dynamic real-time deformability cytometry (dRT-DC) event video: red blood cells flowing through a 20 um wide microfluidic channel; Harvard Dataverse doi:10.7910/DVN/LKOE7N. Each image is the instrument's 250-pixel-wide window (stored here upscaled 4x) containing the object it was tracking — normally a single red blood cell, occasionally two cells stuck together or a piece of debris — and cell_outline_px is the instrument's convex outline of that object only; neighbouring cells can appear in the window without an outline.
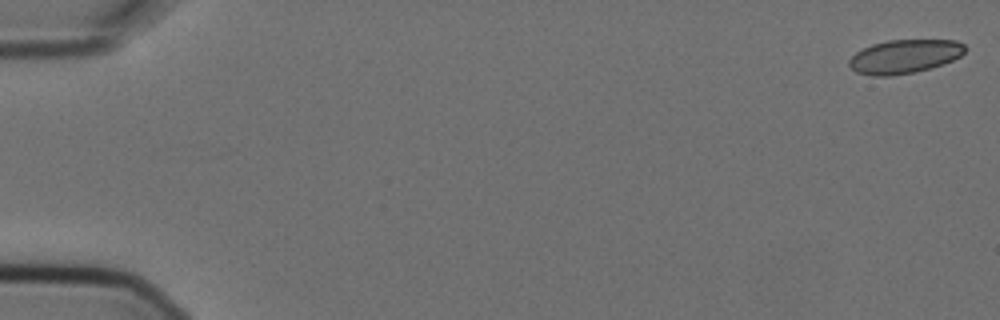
{"species": "Egyptian fruit bat (a non-hibernating species)", "species_latin": "Rousettus aegyptiacus", "temperature_condition": "cold", "stored_images_in_passage": 5, "camera_frame_rate_fps": 3000, "um_per_image_px": 0.085, "animal": {"sex": "female"}, "frame": {"image": 1, "passage_image": 1, "time_ms": 0.0, "image_size_px": [1000, 320], "cell_outline_px": [[964, 52], [960, 56], [952, 60], [928, 68], [912, 72], [888, 76], [872, 76], [856, 72], [848, 64], [848, 60], [856, 52], [872, 44], [888, 40], [956, 40], [964, 44]], "centroid_in_image_um": [76.84, 4.79], "position_along_channel_um": 8.2, "area_um2": 22.48}}
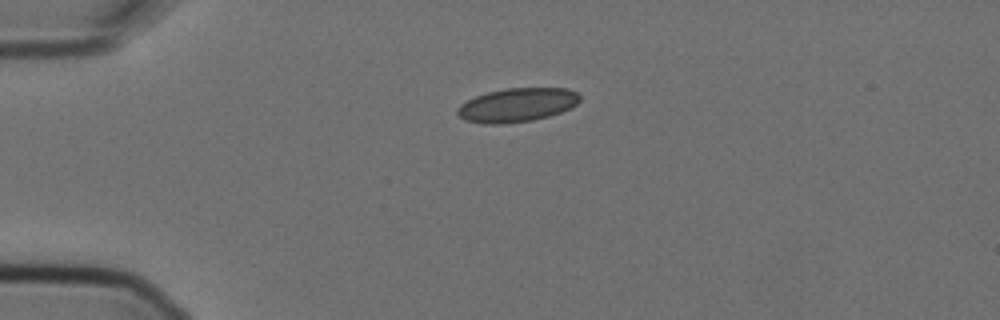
{"frame": {"image": 2, "passage_image": 4, "time_ms": 1.0, "image_size_px": [1000, 320], "cell_outline_px": [[580, 100], [572, 108], [548, 116], [532, 120], [504, 124], [484, 124], [464, 120], [456, 112], [456, 108], [460, 104], [476, 96], [488, 92], [508, 88], [568, 88], [576, 92], [580, 96]], "centroid_in_image_um": [43.95, 8.93], "position_along_channel_um": 41.1, "area_um2": 24.16}}